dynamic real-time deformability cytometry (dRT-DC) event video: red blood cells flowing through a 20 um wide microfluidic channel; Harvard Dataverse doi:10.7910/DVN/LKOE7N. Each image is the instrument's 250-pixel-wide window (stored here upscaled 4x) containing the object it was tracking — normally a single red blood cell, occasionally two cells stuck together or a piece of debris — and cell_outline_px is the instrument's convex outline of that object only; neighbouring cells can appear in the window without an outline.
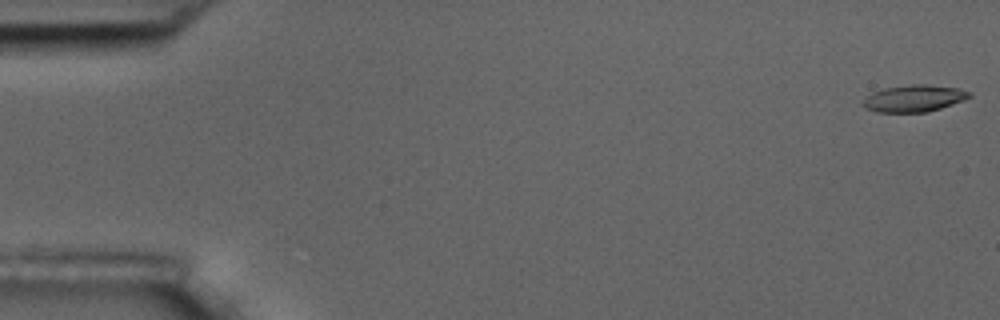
{"species": "common noctule bat (a hibernating species)", "species_latin": "Nyctalus noctula", "temperature_condition": "room temperature", "stored_images_in_passage": 6, "camera_frame_rate_fps": 3000, "um_per_image_px": 0.085, "animal": {"sex": "male", "body_mass_g": 17.5, "forearm_length_mm": 52.3}, "frame": {"image": 1, "passage_image": 1, "time_ms": 0.0, "image_size_px": [1000, 320], "cell_outline_px": [[972, 96], [964, 100], [928, 112], [876, 112], [864, 108], [860, 104], [872, 92], [884, 88], [912, 84], [928, 84], [960, 88], [972, 92]], "centroid_in_image_um": [77.7, 8.36], "position_along_channel_um": 7.3, "area_um2": 16.82}}
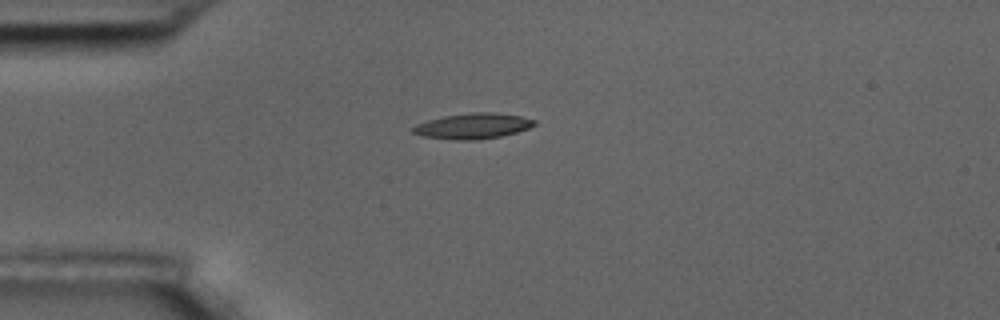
{"frame": {"image": 2, "passage_image": 5, "time_ms": 4.667, "image_size_px": [1000, 320], "cell_outline_px": [[536, 124], [528, 128], [516, 132], [500, 136], [476, 140], [452, 140], [424, 136], [412, 132], [412, 128], [416, 124], [428, 120], [444, 116], [472, 112], [492, 112], [520, 116], [536, 120]], "centroid_in_image_um": [40.19, 10.71], "position_along_channel_um": 44.8, "area_um2": 17.98}}